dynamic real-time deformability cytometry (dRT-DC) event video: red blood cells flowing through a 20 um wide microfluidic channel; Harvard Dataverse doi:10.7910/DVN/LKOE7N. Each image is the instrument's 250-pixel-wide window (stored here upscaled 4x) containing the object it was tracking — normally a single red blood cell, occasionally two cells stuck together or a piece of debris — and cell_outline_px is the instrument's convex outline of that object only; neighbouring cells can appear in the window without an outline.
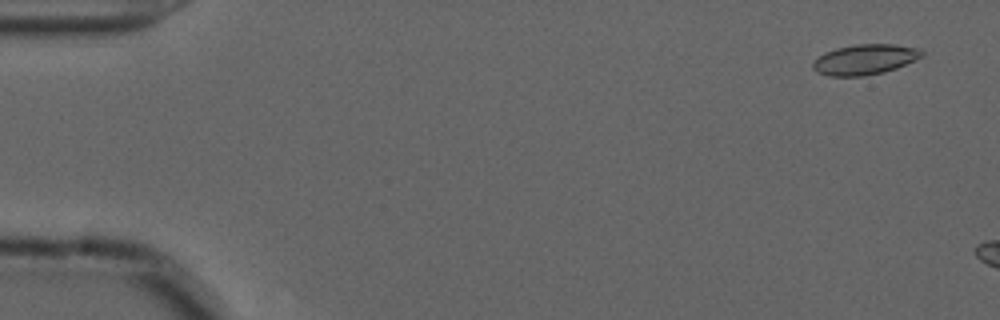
{"species": "common noctule bat (a hibernating species)", "species_latin": "Nyctalus noctula", "temperature_condition": "cold", "stored_images_in_passage": 8, "camera_frame_rate_fps": 3000, "um_per_image_px": 0.085, "animal": {"sex": "male", "forearm_length_mm": 52.5}, "frame": {"image": 1, "passage_image": 3, "time_ms": 0.667, "image_size_px": [1000, 320], "cell_outline_px": [[924, 56], [916, 60], [896, 68], [884, 72], [860, 76], [828, 76], [816, 72], [812, 68], [812, 64], [824, 52], [836, 48], [856, 44], [892, 44], [920, 48], [924, 52]], "centroid_in_image_um": [73.53, 5.05], "position_along_channel_um": 11.5, "area_um2": 19.31}}